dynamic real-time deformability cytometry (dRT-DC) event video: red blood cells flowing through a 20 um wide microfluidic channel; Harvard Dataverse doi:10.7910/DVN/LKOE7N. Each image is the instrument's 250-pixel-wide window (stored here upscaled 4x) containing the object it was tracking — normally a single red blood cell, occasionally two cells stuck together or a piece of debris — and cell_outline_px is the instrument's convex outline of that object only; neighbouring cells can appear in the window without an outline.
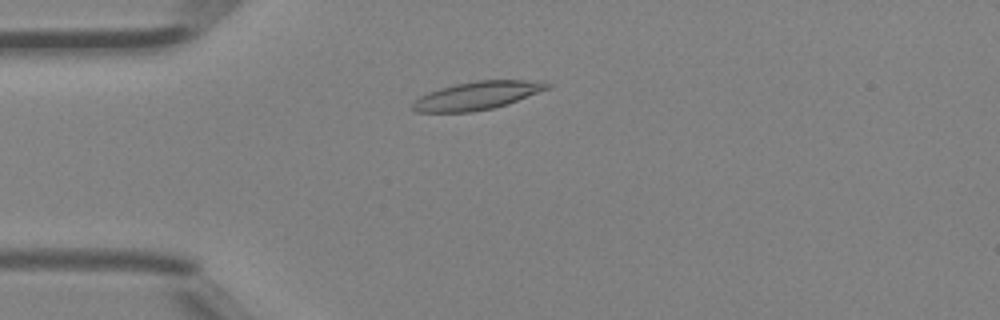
{"species": "Egyptian fruit bat (a non-hibernating species)", "species_latin": "Rousettus aegyptiacus", "temperature_condition": "room temperature", "stored_images_in_passage": 3, "camera_frame_rate_fps": 3000, "um_per_image_px": 0.085, "animal": {"sex": "female"}, "frame": {"image": 1, "passage_image": 3, "time_ms": 0.667, "image_size_px": [1000, 320], "cell_outline_px": [[552, 84], [548, 88], [508, 104], [492, 108], [472, 112], [416, 112], [412, 108], [412, 100], [428, 92], [440, 88], [456, 84], [476, 80], [544, 80]], "centroid_in_image_um": [40.55, 8.12], "position_along_channel_um": 44.5, "area_um2": 22.14}}